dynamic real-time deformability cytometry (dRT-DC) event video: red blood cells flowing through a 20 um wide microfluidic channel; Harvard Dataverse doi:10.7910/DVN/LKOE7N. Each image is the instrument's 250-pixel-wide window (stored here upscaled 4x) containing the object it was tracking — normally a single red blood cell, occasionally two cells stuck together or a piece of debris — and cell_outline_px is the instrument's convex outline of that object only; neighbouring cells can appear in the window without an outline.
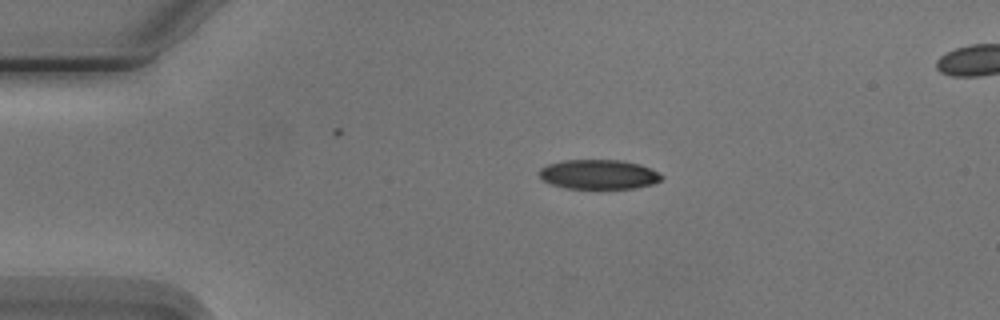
{"species": "Egyptian fruit bat (a non-hibernating species)", "species_latin": "Rousettus aegyptiacus", "temperature_condition": "cold", "stored_images_in_passage": 3, "camera_frame_rate_fps": 3000, "um_per_image_px": 0.085, "animal": {"sex": "male"}, "frame": {"image": 1, "passage_image": 1, "time_ms": 0.0, "image_size_px": [1000, 320], "cell_outline_px": [[664, 176], [660, 180], [652, 184], [636, 188], [564, 188], [552, 184], [544, 180], [540, 176], [540, 168], [548, 164], [564, 160], [620, 160], [640, 164]], "centroid_in_image_um": [50.88, 14.82], "position_along_channel_um": 34.1, "area_um2": 20.81}}